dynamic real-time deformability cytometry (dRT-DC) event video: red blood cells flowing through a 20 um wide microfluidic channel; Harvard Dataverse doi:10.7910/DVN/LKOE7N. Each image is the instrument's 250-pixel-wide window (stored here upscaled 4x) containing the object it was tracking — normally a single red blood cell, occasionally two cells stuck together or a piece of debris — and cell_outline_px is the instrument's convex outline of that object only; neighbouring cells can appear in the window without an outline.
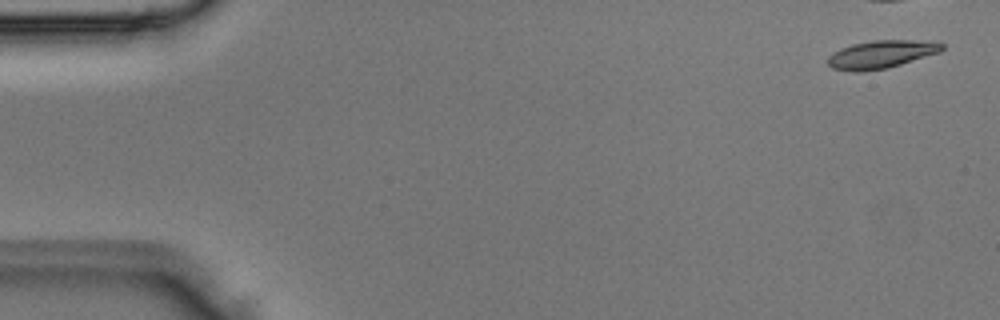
{"species": "Egyptian fruit bat (a non-hibernating species)", "species_latin": "Rousettus aegyptiacus", "temperature_condition": "room temperature", "stored_images_in_passage": 4, "camera_frame_rate_fps": 3000, "um_per_image_px": 0.085, "animal": {"sex": "male"}, "frame": {"image": 1, "passage_image": 1, "time_ms": 0.0, "image_size_px": [1000, 320], "cell_outline_px": [[944, 48], [940, 52], [888, 68], [864, 72], [852, 72], [832, 68], [828, 64], [828, 56], [832, 52], [840, 48], [852, 44], [872, 40], [912, 40], [944, 44]], "centroid_in_image_um": [74.84, 4.63], "position_along_channel_um": 10.2, "area_um2": 18.61}}